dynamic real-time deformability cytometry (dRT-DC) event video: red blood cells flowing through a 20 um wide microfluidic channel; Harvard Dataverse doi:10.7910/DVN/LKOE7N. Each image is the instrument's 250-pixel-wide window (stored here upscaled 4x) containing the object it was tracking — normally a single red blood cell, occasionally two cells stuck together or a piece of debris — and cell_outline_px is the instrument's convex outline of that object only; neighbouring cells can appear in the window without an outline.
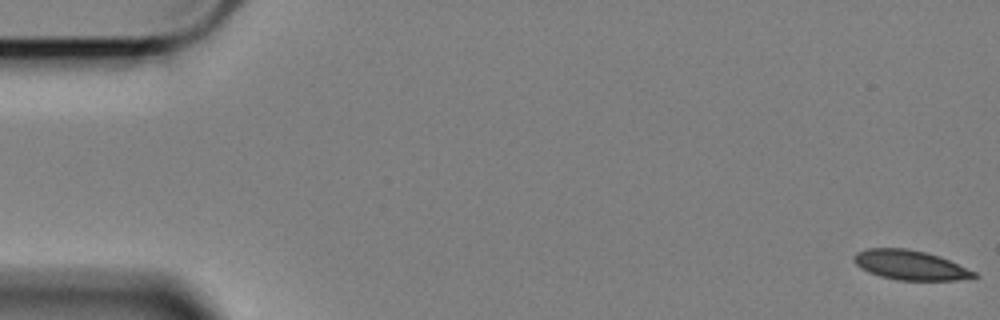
{"species": "Egyptian fruit bat (a non-hibernating species)", "species_latin": "Rousettus aegyptiacus", "temperature_condition": "cold", "stored_images_in_passage": 58, "camera_frame_rate_fps": 3000, "um_per_image_px": 0.085, "animal": {"sex": "female"}, "frame": {"image": 1, "passage_image": 1, "time_ms": 0.0, "image_size_px": [1000, 320], "cell_outline_px": [[980, 276], [976, 280], [896, 280], [880, 276], [868, 272], [860, 268], [852, 260], [852, 256], [856, 252], [868, 248], [908, 248], [940, 256], [976, 272]], "centroid_in_image_um": [77.4, 22.54], "position_along_channel_um": 7.6, "area_um2": 21.1}}
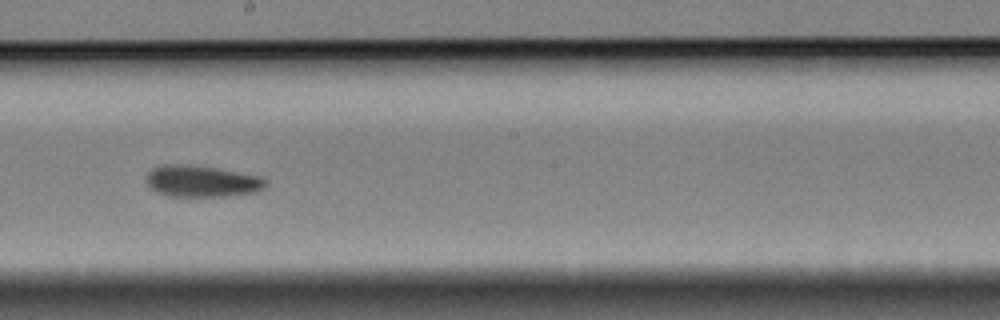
{"frame": {"image": 2, "passage_image": 33, "time_ms": 10.667, "image_size_px": [1000, 320], "cell_outline_px": [[268, 184], [264, 188], [256, 192], [224, 196], [168, 196], [156, 192], [148, 184], [148, 172], [152, 168], [164, 164], [188, 164], [216, 168], [260, 176], [268, 180]], "centroid_in_image_um": [17.18, 15.4], "position_along_channel_um": 231.0, "area_um2": 21.91}}
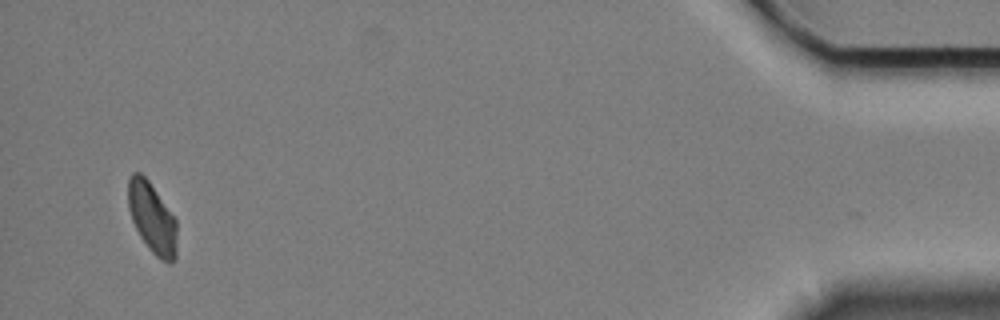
{"frame": {"image": 3, "passage_image": 57, "time_ms": 18.667, "image_size_px": [1000, 320], "cell_outline_px": [[176, 260], [168, 264], [160, 260], [148, 248], [140, 236], [132, 220], [128, 208], [128, 180], [132, 172], [140, 172], [148, 180], [176, 220]], "centroid_in_image_um": [12.92, 18.55], "position_along_channel_um": 422.3, "area_um2": 20.0}, "authors_computed_cell_mechanics": {"area_um2": 21.6172, "velocity_mm_per_s": 3.3748, "shape_relaxation_time_tau1_ms": 6.5253, "shape_relaxation_time_tau2_ms": 4.8737, "deformation_change_tau1": 0.1164, "deformation_change_tau2": 0.0983}}